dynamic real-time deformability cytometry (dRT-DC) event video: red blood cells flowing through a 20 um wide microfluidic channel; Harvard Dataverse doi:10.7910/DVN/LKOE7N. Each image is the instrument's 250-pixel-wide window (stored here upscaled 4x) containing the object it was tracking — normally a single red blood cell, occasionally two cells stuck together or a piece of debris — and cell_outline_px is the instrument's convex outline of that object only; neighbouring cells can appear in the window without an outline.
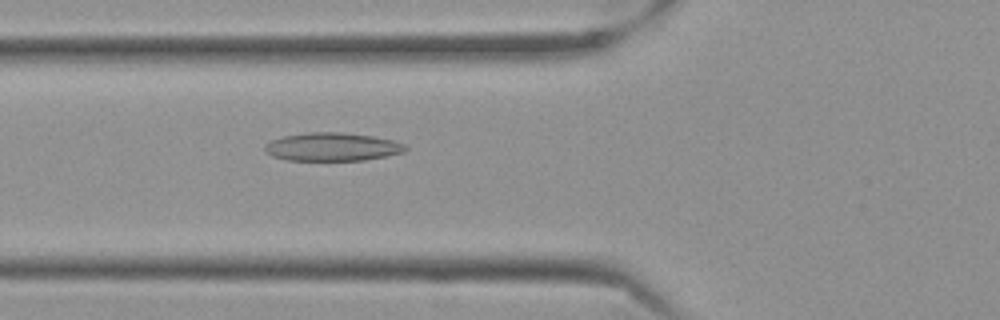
{"species": "Egyptian fruit bat (a non-hibernating species)", "species_latin": "Rousettus aegyptiacus", "temperature_condition": "cold", "stored_images_in_passage": 58, "camera_frame_rate_fps": 3000, "um_per_image_px": 0.085, "frame": {"image": 1, "passage_image": 22, "time_ms": 7.0, "image_size_px": [1000, 320], "cell_outline_px": [[408, 148], [404, 152], [388, 156], [364, 160], [288, 160], [272, 156], [264, 152], [264, 144], [272, 140], [284, 136], [304, 132], [344, 132], [372, 136], [392, 140], [404, 144]], "centroid_in_image_um": [28.23, 12.48], "position_along_channel_um": 97.6, "area_um2": 23.29}}
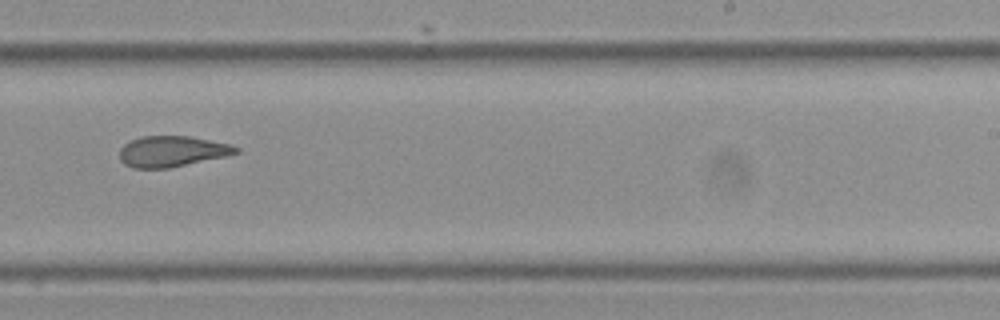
{"frame": {"image": 2, "passage_image": 37, "time_ms": 12.0, "image_size_px": [1000, 320], "cell_outline_px": [[240, 152], [224, 156], [168, 168], [132, 168], [124, 164], [120, 160], [120, 148], [124, 144], [140, 136], [188, 136], [232, 144], [240, 148]], "centroid_in_image_um": [14.61, 12.86], "position_along_channel_um": 274.4, "area_um2": 20.81}}
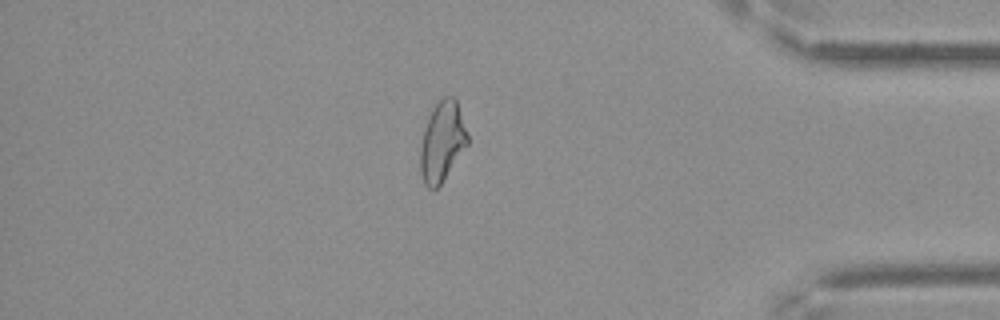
{"frame": {"image": 3, "passage_image": 50, "time_ms": 16.333, "image_size_px": [1000, 320], "cell_outline_px": [[468, 144], [440, 184], [436, 188], [428, 188], [424, 184], [420, 172], [420, 148], [424, 128], [428, 116], [432, 108], [440, 96], [456, 96], [468, 136]], "centroid_in_image_um": [37.57, 11.97], "position_along_channel_um": 397.6, "area_um2": 22.14}, "authors_computed_cell_mechanics": {"area_um2": 22.9177, "velocity_mm_per_s": 3.5229, "shape_relaxation_time_tau1_ms": null, "shape_relaxation_time_tau2_ms": 3.331, "deformation_change_tau1": null, "deformation_change_tau2": 0.1099}}